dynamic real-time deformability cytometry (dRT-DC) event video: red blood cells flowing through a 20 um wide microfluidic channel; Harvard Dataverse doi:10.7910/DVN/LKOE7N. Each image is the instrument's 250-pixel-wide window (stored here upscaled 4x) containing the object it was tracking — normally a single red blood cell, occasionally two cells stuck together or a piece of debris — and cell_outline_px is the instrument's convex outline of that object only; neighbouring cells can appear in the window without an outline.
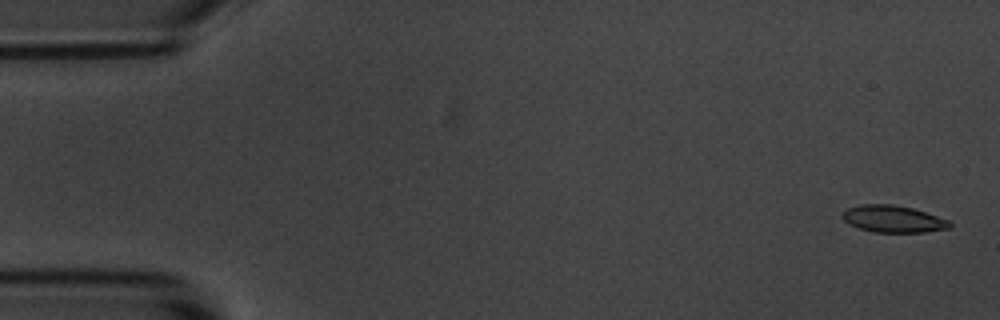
{"species": "common noctule bat (a hibernating species)", "species_latin": "Nyctalus noctula", "temperature_condition": "room temperature", "stored_images_in_passage": 3, "camera_frame_rate_fps": 3000, "um_per_image_px": 0.085, "animal": {"sex": "male", "body_mass_g": 20.1, "forearm_length_mm": 53.5}, "frame": {"image": 1, "passage_image": 1, "time_ms": 0.0, "image_size_px": [1000, 320], "cell_outline_px": [[952, 224], [948, 228], [924, 232], [876, 232], [860, 228], [848, 224], [840, 216], [848, 208], [860, 204], [892, 204], [912, 208], [948, 220]], "centroid_in_image_um": [75.88, 18.6], "position_along_channel_um": 9.1, "area_um2": 16.65}}